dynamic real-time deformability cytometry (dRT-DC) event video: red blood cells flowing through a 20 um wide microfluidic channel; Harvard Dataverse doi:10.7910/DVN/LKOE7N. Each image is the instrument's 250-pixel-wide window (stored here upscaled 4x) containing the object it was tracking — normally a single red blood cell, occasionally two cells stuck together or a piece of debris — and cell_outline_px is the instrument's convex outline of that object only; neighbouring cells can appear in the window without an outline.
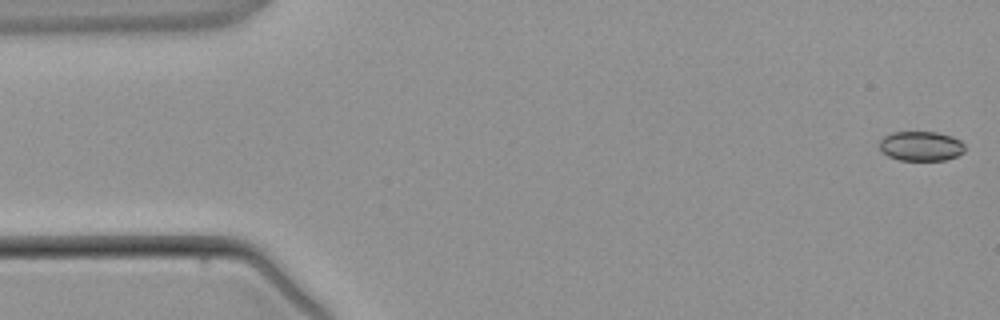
{"species": "common noctule bat (a hibernating species)", "species_latin": "Nyctalus noctula", "temperature_condition": "warm", "stored_images_in_passage": 4, "camera_frame_rate_fps": 3000, "um_per_image_px": 0.085, "animal": {"sex": "male", "body_mass_g": 21.5, "forearm_length_mm": 52.0}, "frame": {"image": 1, "passage_image": 1, "time_ms": 0.0, "image_size_px": [1000, 320], "cell_outline_px": [[964, 152], [956, 156], [944, 160], [900, 160], [888, 156], [880, 148], [880, 140], [884, 136], [892, 132], [936, 132], [952, 136], [960, 140], [964, 144]], "centroid_in_image_um": [78.29, 12.41], "position_along_channel_um": 6.7, "area_um2": 14.68}}
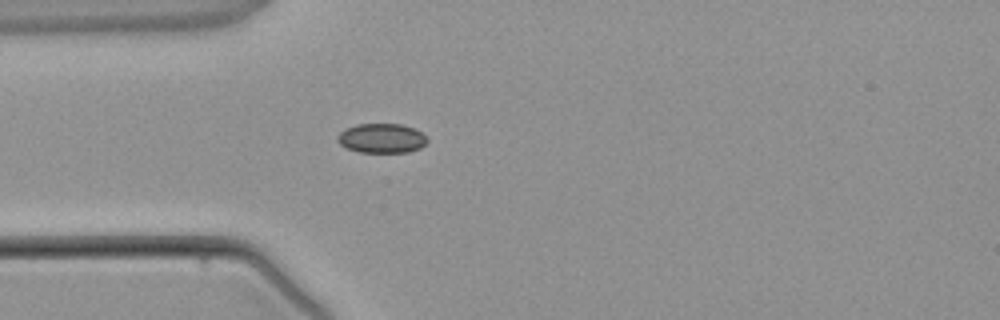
{"frame": {"image": 2, "passage_image": 4, "time_ms": 3.667, "image_size_px": [1000, 320], "cell_outline_px": [[428, 140], [420, 148], [408, 152], [360, 152], [348, 148], [340, 144], [336, 140], [336, 136], [344, 128], [356, 124], [400, 124], [412, 128], [428, 136]], "centroid_in_image_um": [32.42, 11.74], "position_along_channel_um": 52.6, "area_um2": 15.43}}